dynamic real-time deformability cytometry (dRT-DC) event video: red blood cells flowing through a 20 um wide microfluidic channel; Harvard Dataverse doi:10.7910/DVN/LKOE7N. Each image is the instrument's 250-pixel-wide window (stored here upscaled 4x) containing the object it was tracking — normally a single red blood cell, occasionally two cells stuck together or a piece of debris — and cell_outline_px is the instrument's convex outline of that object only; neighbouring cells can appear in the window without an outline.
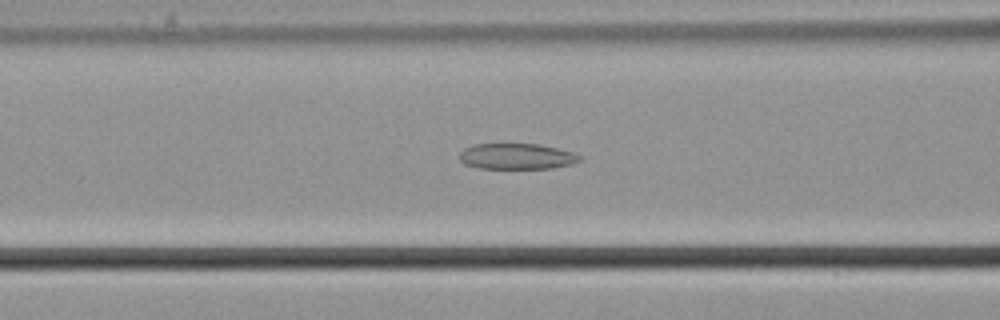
{"species": "common noctule bat (a hibernating species)", "species_latin": "Nyctalus noctula", "temperature_condition": "cold", "stored_images_in_passage": 52, "camera_frame_rate_fps": 3000, "um_per_image_px": 0.085, "animal": {"sex": "male", "body_mass_g": 21.5, "forearm_length_mm": 52.0}, "frame": {"image": 1, "passage_image": 24, "time_ms": 7.667, "image_size_px": [1000, 320], "cell_outline_px": [[584, 160], [572, 164], [552, 168], [480, 168], [464, 164], [460, 160], [460, 152], [464, 148], [476, 144], [536, 144], [556, 148], [572, 152], [580, 156]], "centroid_in_image_um": [43.93, 13.29], "position_along_channel_um": 122.7, "area_um2": 17.98}}
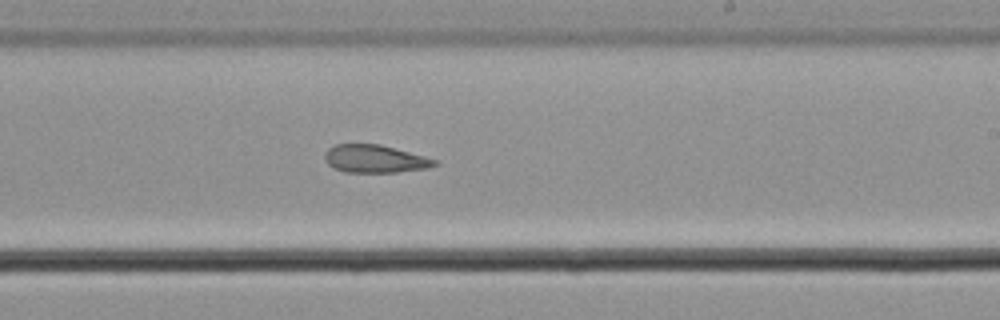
{"frame": {"image": 2, "passage_image": 35, "time_ms": 11.333, "image_size_px": [1000, 320], "cell_outline_px": [[436, 164], [428, 168], [396, 172], [344, 172], [328, 164], [324, 160], [324, 156], [328, 148], [336, 144], [380, 144], [424, 156], [436, 160]], "centroid_in_image_um": [31.83, 13.5], "position_along_channel_um": 257.2, "area_um2": 17.63}}
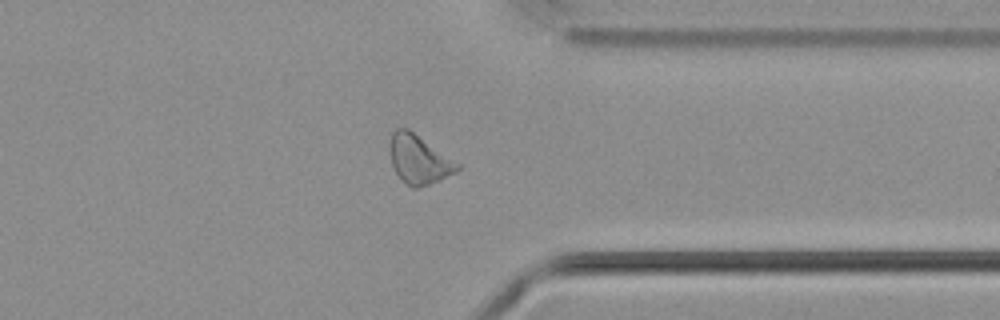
{"frame": {"image": 3, "passage_image": 45, "time_ms": 14.667, "image_size_px": [1000, 320], "cell_outline_px": [[460, 168], [456, 172], [440, 180], [416, 188], [412, 188], [400, 180], [392, 164], [388, 148], [392, 132], [396, 128], [408, 128], [460, 164]], "centroid_in_image_um": [35.58, 13.55], "position_along_channel_um": 375.8, "area_um2": 19.25}}